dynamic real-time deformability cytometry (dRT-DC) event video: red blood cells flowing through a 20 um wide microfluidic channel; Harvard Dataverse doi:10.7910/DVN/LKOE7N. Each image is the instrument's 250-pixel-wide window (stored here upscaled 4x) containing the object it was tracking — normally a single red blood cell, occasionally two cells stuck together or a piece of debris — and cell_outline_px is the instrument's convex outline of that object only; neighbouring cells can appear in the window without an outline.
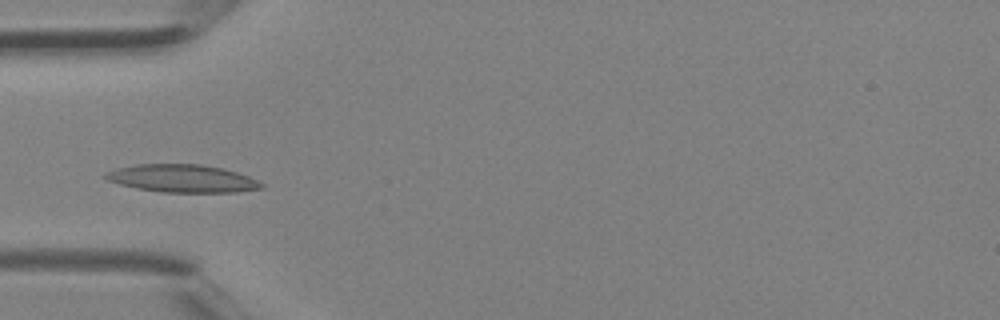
{"species": "Egyptian fruit bat (a non-hibernating species)", "species_latin": "Rousettus aegyptiacus", "temperature_condition": "room temperature", "stored_images_in_passage": 37, "camera_frame_rate_fps": 3000, "um_per_image_px": 0.085, "animal": {"sex": "female"}, "frame": {"image": 1, "passage_image": 9, "time_ms": 2.667, "image_size_px": [1000, 320], "cell_outline_px": [[264, 188], [236, 192], [160, 192], [136, 188], [120, 184], [108, 180], [104, 176], [104, 172], [116, 168], [136, 164], [200, 164], [220, 168], [236, 172], [248, 176], [264, 184]], "centroid_in_image_um": [15.47, 15.17], "position_along_channel_um": 69.5, "area_um2": 25.14}}
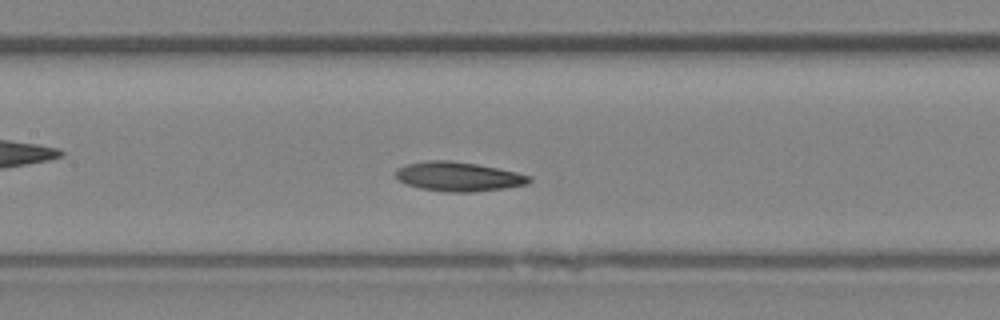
{"frame": {"image": 2, "passage_image": 15, "time_ms": 4.667, "image_size_px": [1000, 320], "cell_outline_px": [[532, 180], [528, 184], [504, 188], [472, 192], [448, 192], [420, 188], [408, 184], [400, 180], [396, 176], [396, 168], [408, 164], [428, 160], [448, 160], [476, 164], [516, 172], [532, 176]], "centroid_in_image_um": [38.99, 15.01], "position_along_channel_um": 168.4, "area_um2": 22.6}}
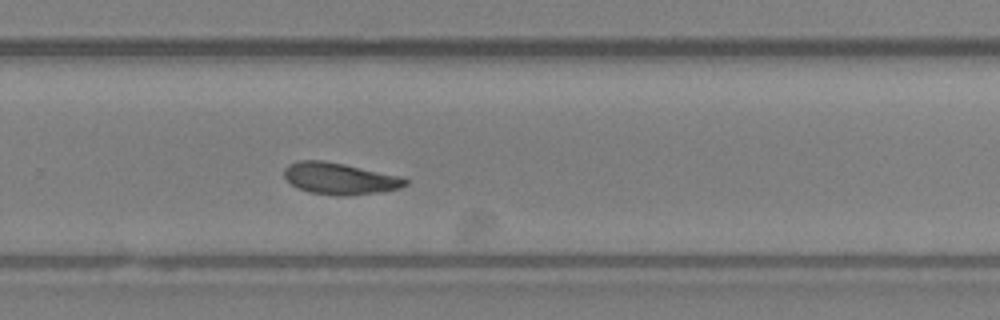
{"frame": {"image": 3, "passage_image": 23, "time_ms": 7.333, "image_size_px": [1000, 320], "cell_outline_px": [[408, 184], [400, 188], [376, 192], [348, 196], [340, 196], [312, 192], [296, 188], [284, 176], [284, 168], [288, 164], [300, 160], [324, 160], [344, 164], [400, 176], [408, 180]], "centroid_in_image_um": [28.86, 15.17], "position_along_channel_um": 300.9, "area_um2": 22.2}}